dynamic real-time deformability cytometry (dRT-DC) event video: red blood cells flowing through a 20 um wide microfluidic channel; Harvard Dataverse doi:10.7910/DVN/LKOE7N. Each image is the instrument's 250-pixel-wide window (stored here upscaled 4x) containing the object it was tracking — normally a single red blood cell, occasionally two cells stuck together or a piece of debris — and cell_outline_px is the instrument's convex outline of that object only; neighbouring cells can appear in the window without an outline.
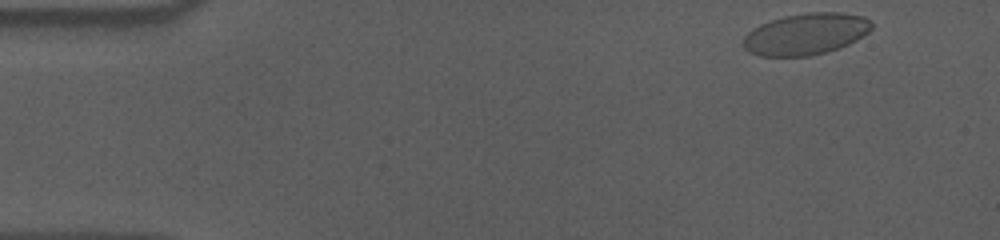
{"species": "human", "species_latin": "Homo sapiens", "temperature_condition": "cold", "stored_images_in_passage": 54, "camera_frame_rate_fps": 3000, "um_per_image_px": 0.085, "donor": {"sex": "male"}, "frame": {"image": 1, "passage_image": 1, "time_ms": 0.0, "image_size_px": [1000, 240], "cell_outline_px": [[872, 28], [868, 32], [856, 40], [848, 44], [828, 52], [808, 56], [760, 56], [748, 52], [744, 48], [744, 36], [752, 28], [760, 24], [784, 16], [808, 12], [840, 12], [864, 16], [872, 24]], "centroid_in_image_um": [68.49, 2.89], "position_along_channel_um": 16.5, "area_um2": 31.1}}
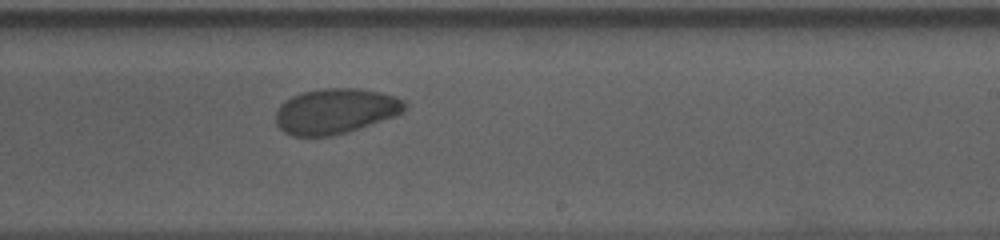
{"frame": {"image": 2, "passage_image": 31, "time_ms": 10.0, "image_size_px": [1000, 240], "cell_outline_px": [[404, 112], [396, 116], [332, 136], [292, 136], [284, 132], [276, 124], [276, 112], [280, 104], [284, 100], [292, 96], [304, 92], [320, 88], [360, 88], [380, 92], [404, 100]], "centroid_in_image_um": [28.48, 9.44], "position_along_channel_um": 260.5, "area_um2": 33.93}}
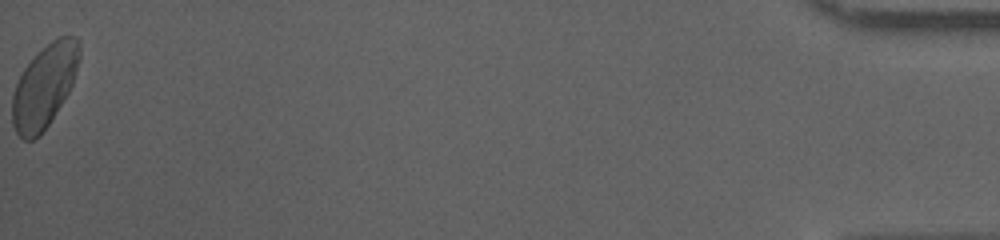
{"frame": {"image": 3, "passage_image": 54, "time_ms": 17.667, "image_size_px": [1000, 240], "cell_outline_px": [[80, 60], [72, 84], [68, 92], [48, 124], [40, 136], [32, 140], [24, 140], [16, 132], [12, 124], [12, 96], [16, 84], [24, 68], [52, 40], [60, 36], [76, 36], [80, 44]], "centroid_in_image_um": [3.78, 7.33], "position_along_channel_um": 431.4, "area_um2": 32.02}, "authors_computed_cell_mechanics": {"area_um2": 33.6396, "velocity_mm_per_s": 3.5243, "shape_relaxation_time_tau1_ms": 5.9744, "shape_relaxation_time_tau2_ms": 3.788, "deformation_change_tau1": 0.1173, "deformation_change_tau2": 0.0606}}